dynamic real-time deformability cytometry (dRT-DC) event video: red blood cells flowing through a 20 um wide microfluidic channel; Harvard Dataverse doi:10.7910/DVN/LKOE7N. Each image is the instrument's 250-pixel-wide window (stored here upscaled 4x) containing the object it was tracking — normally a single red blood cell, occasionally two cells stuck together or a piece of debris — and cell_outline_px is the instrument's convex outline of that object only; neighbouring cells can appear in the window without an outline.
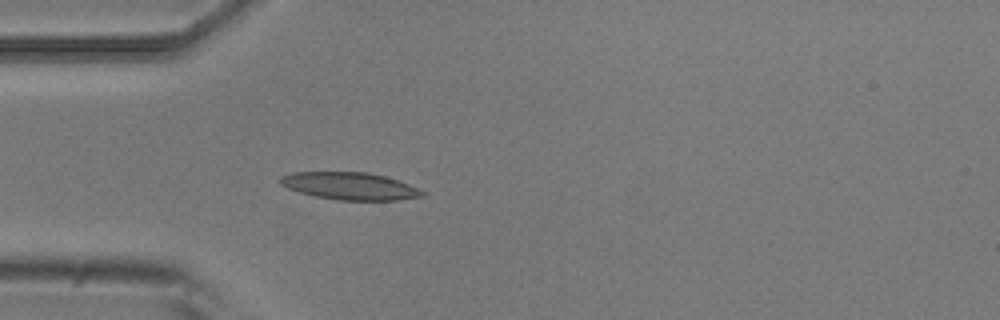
{"species": "common noctule bat (a hibernating species)", "species_latin": "Nyctalus noctula", "temperature_condition": "room temperature", "stored_images_in_passage": 4, "camera_frame_rate_fps": 3000, "um_per_image_px": 0.085, "animal": {"sex": "male", "body_mass_g": 20.5, "forearm_length_mm": 52.5}, "frame": {"image": 1, "passage_image": 4, "time_ms": 1.0, "image_size_px": [1000, 320], "cell_outline_px": [[424, 196], [396, 200], [340, 200], [316, 196], [300, 192], [288, 188], [280, 184], [280, 176], [292, 172], [368, 172], [384, 176], [408, 184], [424, 192]], "centroid_in_image_um": [29.71, 15.81], "position_along_channel_um": 55.3, "area_um2": 22.37}}